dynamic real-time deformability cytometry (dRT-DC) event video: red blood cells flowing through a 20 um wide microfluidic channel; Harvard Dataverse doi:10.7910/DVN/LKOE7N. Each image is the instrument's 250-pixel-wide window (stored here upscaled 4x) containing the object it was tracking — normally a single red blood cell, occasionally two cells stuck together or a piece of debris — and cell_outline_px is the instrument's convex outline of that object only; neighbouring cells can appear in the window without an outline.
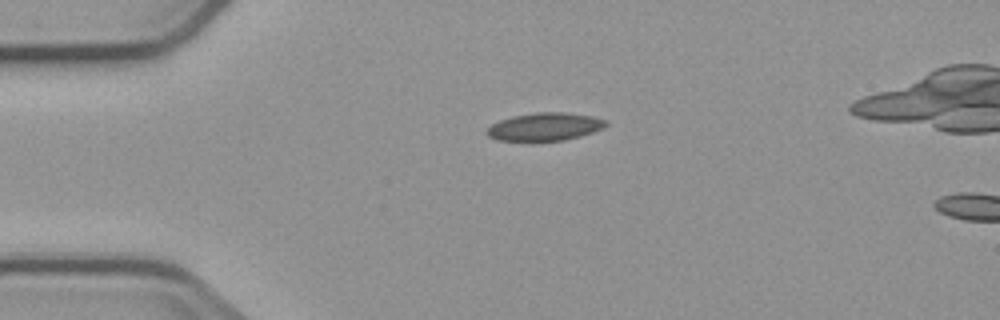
{"species": "common noctule bat (a hibernating species)", "species_latin": "Nyctalus noctula", "temperature_condition": "cold", "stored_images_in_passage": 2, "camera_frame_rate_fps": 3000, "um_per_image_px": 0.085, "animal": {"sex": "male", "body_mass_g": 23.1, "forearm_length_mm": 52.7}, "frame": {"image": 1, "passage_image": 1, "time_ms": 0.0, "image_size_px": [1000, 320], "cell_outline_px": [[608, 124], [604, 128], [580, 136], [564, 140], [496, 140], [488, 136], [484, 132], [492, 124], [500, 120], [512, 116], [536, 112], [564, 112], [592, 116], [608, 120]], "centroid_in_image_um": [46.32, 10.76], "position_along_channel_um": 38.7, "area_um2": 19.31}}